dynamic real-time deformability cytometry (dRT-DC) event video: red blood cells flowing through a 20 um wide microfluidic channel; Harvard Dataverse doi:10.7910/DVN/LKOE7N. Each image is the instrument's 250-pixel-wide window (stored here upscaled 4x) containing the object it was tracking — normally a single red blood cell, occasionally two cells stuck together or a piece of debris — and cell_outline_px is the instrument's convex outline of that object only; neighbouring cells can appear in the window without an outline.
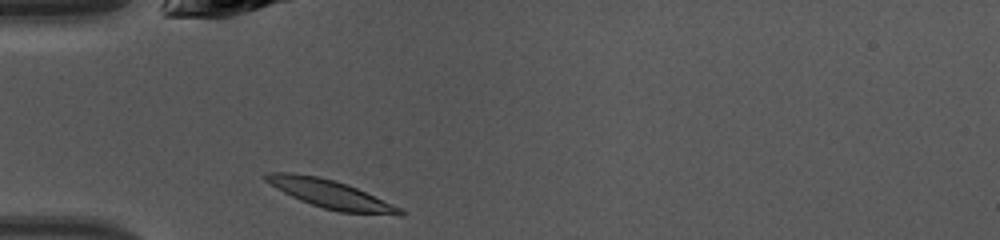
{"species": "common noctule bat (a hibernating species)", "species_latin": "Nyctalus noctula", "temperature_condition": "warm", "stored_images_in_passage": 32, "camera_frame_rate_fps": 3000, "um_per_image_px": 0.085, "animal": {"sex": "female", "body_mass_g": 10.0, "forearm_length_mm": 53.1}, "frame": {"image": 1, "passage_image": 1, "time_ms": 0.0, "image_size_px": [1000, 240], "cell_outline_px": [[404, 216], [400, 216], [340, 212], [324, 208], [300, 200], [276, 188], [264, 180], [264, 176], [268, 172], [292, 172], [316, 176], [348, 184], [392, 204], [400, 208], [404, 212]], "centroid_in_image_um": [28.1, 16.51], "position_along_channel_um": 56.9, "area_um2": 21.96}}
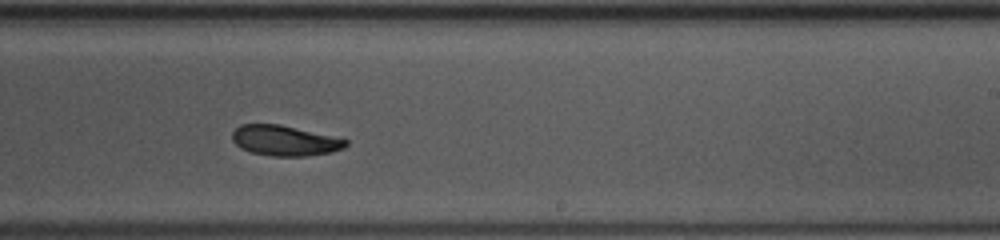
{"frame": {"image": 2, "passage_image": 16, "time_ms": 5.0, "image_size_px": [1000, 240], "cell_outline_px": [[348, 144], [344, 148], [332, 152], [308, 156], [272, 156], [252, 152], [240, 148], [232, 140], [232, 132], [240, 124], [280, 124], [348, 140]], "centroid_in_image_um": [24.19, 11.95], "position_along_channel_um": 264.8, "area_um2": 20.0}}
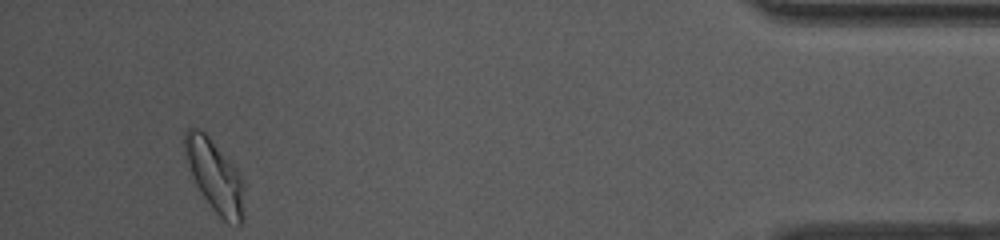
{"frame": {"image": 3, "passage_image": 31, "time_ms": 10.0, "image_size_px": [1000, 240], "cell_outline_px": [[244, 220], [240, 224], [228, 224], [212, 208], [196, 184], [184, 148], [184, 132], [188, 128], [196, 128], [204, 132], [208, 136], [240, 172], [244, 180]], "centroid_in_image_um": [18.32, 14.98], "position_along_channel_um": 416.9, "area_um2": 24.62}, "authors_computed_cell_mechanics": {"area_um2": 21.2415, "velocity_mm_per_s": 4.2736, "shape_relaxation_time_tau1_ms": 2.1991, "shape_relaxation_time_tau2_ms": null, "deformation_change_tau1": 0.1372, "deformation_change_tau2": null}}